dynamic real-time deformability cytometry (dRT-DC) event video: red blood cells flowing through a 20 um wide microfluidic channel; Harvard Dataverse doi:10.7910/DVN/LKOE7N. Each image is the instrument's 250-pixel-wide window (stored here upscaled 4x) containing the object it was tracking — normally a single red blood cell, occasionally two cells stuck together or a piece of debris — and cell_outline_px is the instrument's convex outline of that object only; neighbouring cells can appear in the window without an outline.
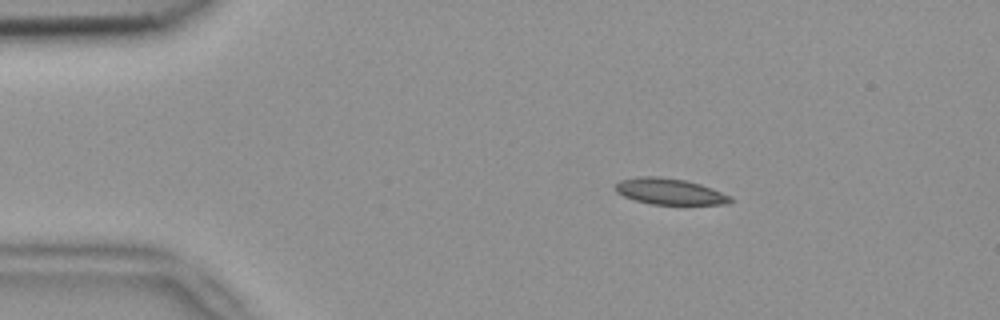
{"species": "common noctule bat (a hibernating species)", "species_latin": "Nyctalus noctula", "temperature_condition": "room temperature", "stored_images_in_passage": 3, "camera_frame_rate_fps": 3000, "um_per_image_px": 0.085, "animal": {"sex": "female", "body_mass_g": 18.4}, "frame": {"image": 1, "passage_image": 1, "time_ms": 0.0, "image_size_px": [1000, 320], "cell_outline_px": [[732, 200], [728, 204], [652, 204], [636, 200], [624, 196], [616, 192], [612, 188], [620, 180], [640, 176], [656, 176], [684, 180], [700, 184], [712, 188], [732, 196]], "centroid_in_image_um": [56.91, 16.27], "position_along_channel_um": 28.1, "area_um2": 17.46}}